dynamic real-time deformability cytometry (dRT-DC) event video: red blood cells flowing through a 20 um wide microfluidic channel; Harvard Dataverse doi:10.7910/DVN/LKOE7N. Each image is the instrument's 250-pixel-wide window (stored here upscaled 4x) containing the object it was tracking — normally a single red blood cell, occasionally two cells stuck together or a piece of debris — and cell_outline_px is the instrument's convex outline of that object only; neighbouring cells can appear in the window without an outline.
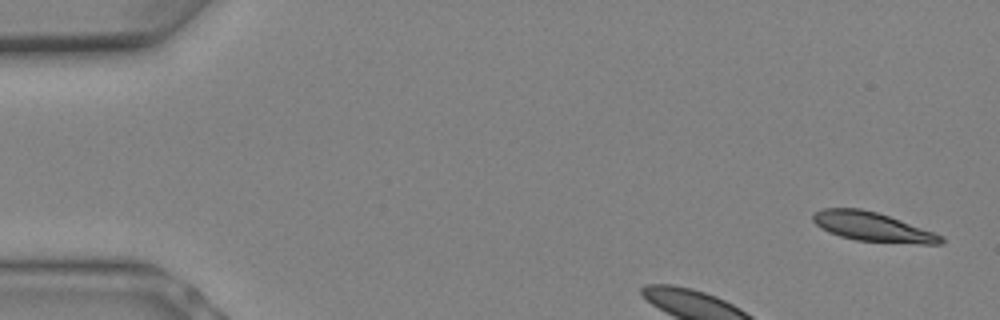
{"species": "Egyptian fruit bat (a non-hibernating species)", "species_latin": "Rousettus aegyptiacus", "temperature_condition": "warm", "stored_images_in_passage": 7, "segment_of_instrument_passage": [1, 2], "camera_frame_rate_fps": 3000, "um_per_image_px": 0.085, "animal": {"sex": "female"}, "frame": {"image": 1, "passage_image": 1, "time_ms": 0.0, "image_size_px": [1000, 320], "cell_outline_px": [[944, 244], [920, 244], [856, 240], [840, 236], [828, 232], [820, 228], [812, 220], [812, 216], [816, 212], [824, 208], [860, 208], [876, 212], [888, 216], [944, 236]], "centroid_in_image_um": [74.15, 19.29], "position_along_channel_um": 10.8, "area_um2": 21.56}}
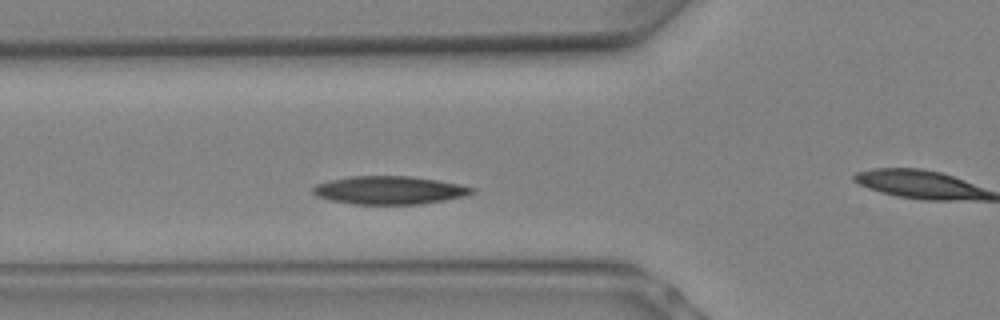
{"frame": {"image": 2, "passage_image": 6, "time_ms": 1.667, "image_size_px": [1000, 320], "cell_outline_px": [[476, 192], [464, 196], [444, 200], [420, 204], [352, 204], [332, 200], [316, 196], [312, 192], [312, 188], [316, 184], [328, 180], [348, 176], [412, 176], [460, 184], [476, 188]], "centroid_in_image_um": [33.09, 16.16], "position_along_channel_um": 92.7, "area_um2": 26.18}}